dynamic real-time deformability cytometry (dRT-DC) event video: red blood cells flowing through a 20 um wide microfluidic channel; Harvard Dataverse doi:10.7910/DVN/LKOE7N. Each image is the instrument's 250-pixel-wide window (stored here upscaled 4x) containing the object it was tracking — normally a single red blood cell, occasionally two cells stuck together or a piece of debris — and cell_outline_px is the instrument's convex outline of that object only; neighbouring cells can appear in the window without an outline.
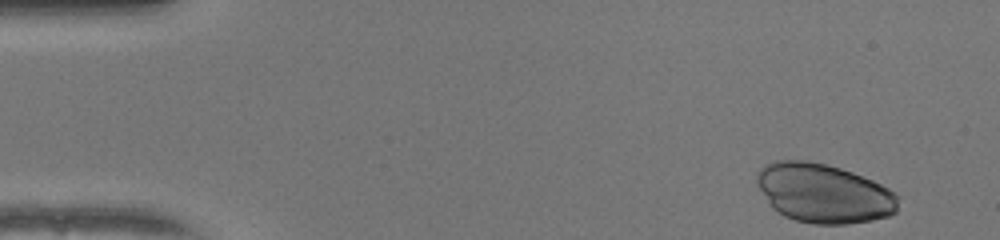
{"species": "human", "species_latin": "Homo sapiens", "temperature_condition": "warm", "stored_images_in_passage": 49, "camera_frame_rate_fps": 3000, "um_per_image_px": 0.085, "donor": {"sex": "female"}, "frame": {"image": 1, "passage_image": 1, "time_ms": 0.0, "image_size_px": [1000, 240], "cell_outline_px": [[896, 212], [888, 216], [872, 220], [848, 224], [812, 224], [796, 220], [784, 216], [772, 208], [760, 188], [756, 180], [756, 176], [760, 168], [764, 164], [776, 160], [804, 160], [824, 164], [840, 168], [852, 172], [872, 180], [888, 188], [896, 196]], "centroid_in_image_um": [69.98, 16.43], "position_along_channel_um": 15.0, "area_um2": 48.44}}
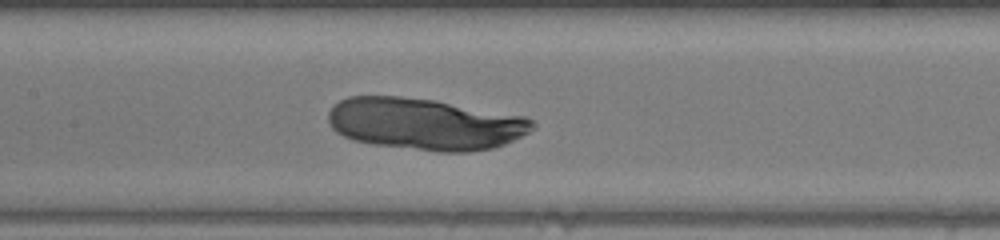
{"frame": {"image": 2, "passage_image": 22, "time_ms": 7.0, "image_size_px": [1000, 240], "cell_outline_px": [[536, 128], [504, 144], [492, 148], [468, 152], [440, 152], [376, 144], [352, 140], [336, 132], [332, 128], [328, 120], [328, 112], [340, 100], [348, 96], [400, 96], [436, 100], [524, 116], [532, 120], [536, 124]], "centroid_in_image_um": [36.12, 10.53], "position_along_channel_um": 171.3, "area_um2": 61.56}}
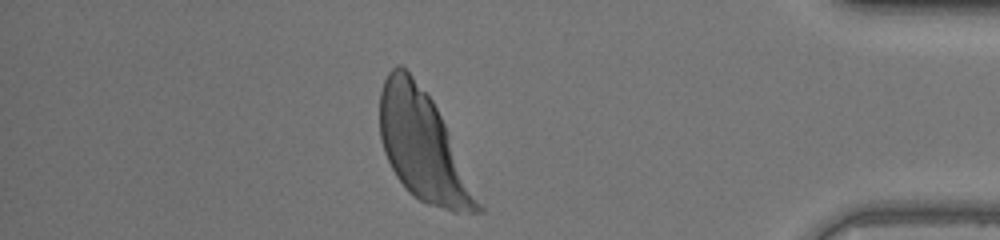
{"frame": {"image": 3, "passage_image": 42, "time_ms": 13.667, "image_size_px": [1000, 240], "cell_outline_px": [[484, 212], [452, 212], [428, 204], [420, 200], [408, 192], [396, 176], [384, 152], [380, 140], [380, 92], [384, 80], [388, 72], [396, 64], [400, 64], [412, 76], [432, 100], [448, 132], [484, 208]], "centroid_in_image_um": [35.92, 12.45], "position_along_channel_um": 399.3, "area_um2": 61.27}}